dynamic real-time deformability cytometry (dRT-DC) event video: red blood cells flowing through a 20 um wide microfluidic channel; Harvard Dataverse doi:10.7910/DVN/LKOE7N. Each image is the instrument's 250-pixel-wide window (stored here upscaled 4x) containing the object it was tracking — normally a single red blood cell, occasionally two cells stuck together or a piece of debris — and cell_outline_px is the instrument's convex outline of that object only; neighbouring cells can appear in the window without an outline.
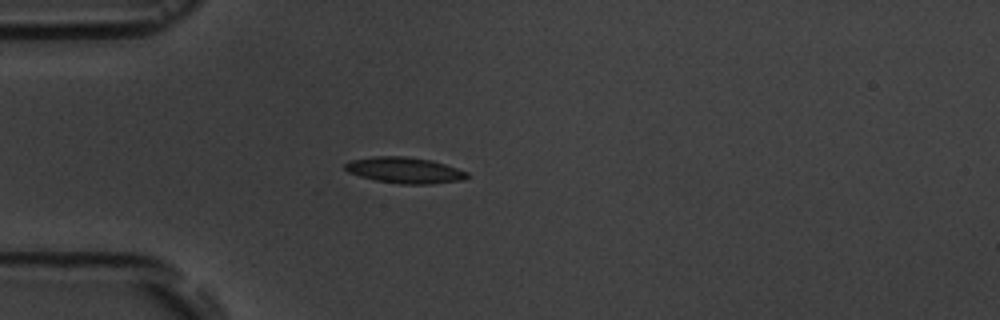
{"species": "common noctule bat (a hibernating species)", "species_latin": "Nyctalus noctula", "temperature_condition": "room temperature", "stored_images_in_passage": 9, "camera_frame_rate_fps": 3000, "um_per_image_px": 0.085, "animal": {"sex": "male", "body_mass_g": 19.5, "forearm_length_mm": 54.6}, "frame": {"image": 1, "passage_image": 3, "time_ms": 3.333, "image_size_px": [1000, 320], "cell_outline_px": [[472, 176], [464, 180], [432, 184], [400, 184], [376, 180], [360, 176], [348, 172], [344, 168], [344, 164], [352, 160], [372, 156], [404, 156], [432, 160], [468, 172]], "centroid_in_image_um": [34.43, 14.47], "position_along_channel_um": 50.6, "area_um2": 18.61}}
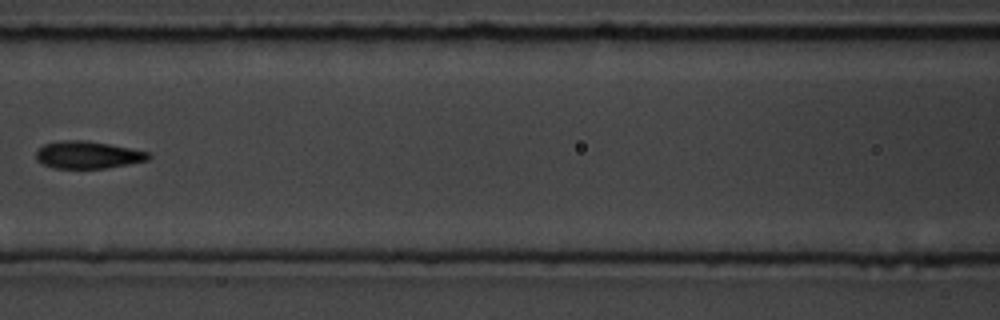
{"frame": {"image": 2, "passage_image": 6, "time_ms": 6.667, "image_size_px": [1000, 320], "cell_outline_px": [[152, 156], [148, 160], [108, 168], [52, 168], [36, 160], [36, 152], [44, 144], [64, 140], [84, 140], [108, 144], [148, 152]], "centroid_in_image_um": [7.45, 13.17], "position_along_channel_um": 159.1, "area_um2": 17.74}}